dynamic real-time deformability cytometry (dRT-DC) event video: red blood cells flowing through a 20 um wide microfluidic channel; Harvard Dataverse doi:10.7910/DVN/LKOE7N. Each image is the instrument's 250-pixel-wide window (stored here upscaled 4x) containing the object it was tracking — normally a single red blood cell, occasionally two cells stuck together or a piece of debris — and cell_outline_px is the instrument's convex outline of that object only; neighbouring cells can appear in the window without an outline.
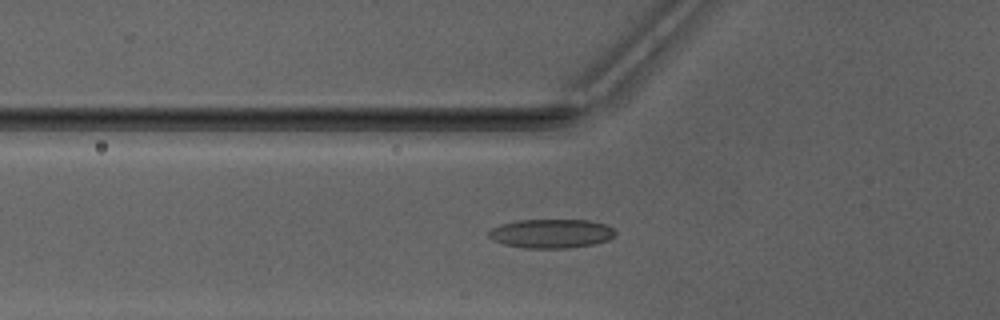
{"species": "Egyptian fruit bat (a non-hibernating species)", "species_latin": "Rousettus aegyptiacus", "temperature_condition": "warm", "stored_images_in_passage": 43, "camera_frame_rate_fps": 3000, "um_per_image_px": 0.085, "animal": {"sex": "male"}, "frame": {"image": 1, "passage_image": 10, "time_ms": 3.0, "image_size_px": [1000, 320], "cell_outline_px": [[616, 232], [608, 240], [596, 244], [568, 248], [524, 248], [504, 244], [492, 240], [488, 236], [488, 232], [492, 228], [500, 224], [516, 220], [588, 220], [604, 224], [612, 228]], "centroid_in_image_um": [46.82, 19.85], "position_along_channel_um": 79.0, "area_um2": 21.44}}
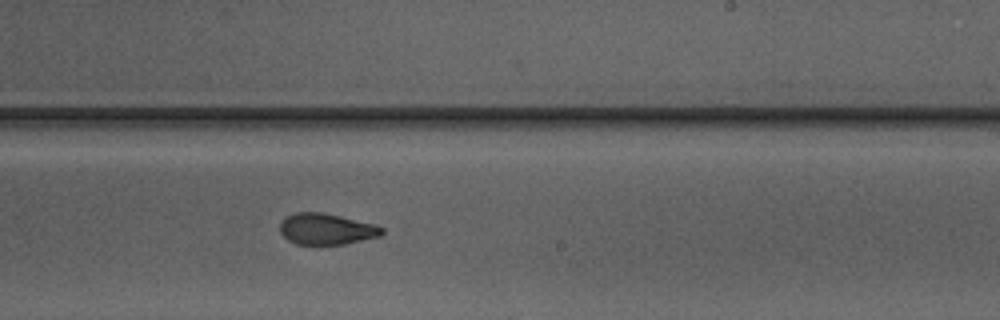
{"frame": {"image": 2, "passage_image": 23, "time_ms": 7.333, "image_size_px": [1000, 320], "cell_outline_px": [[384, 232], [380, 236], [344, 244], [296, 244], [288, 240], [280, 232], [280, 224], [292, 212], [320, 212], [340, 216], [376, 224], [384, 228]], "centroid_in_image_um": [27.76, 19.46], "position_along_channel_um": 261.2, "area_um2": 18.44}}
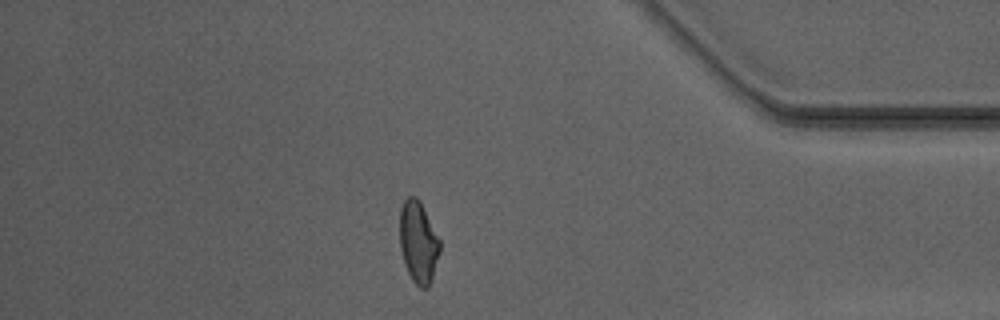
{"frame": {"image": 3, "passage_image": 35, "time_ms": 11.333, "image_size_px": [1000, 320], "cell_outline_px": [[440, 252], [432, 280], [428, 288], [420, 288], [412, 280], [408, 272], [400, 248], [400, 208], [404, 200], [408, 196], [416, 196], [420, 200], [440, 240]], "centroid_in_image_um": [35.57, 20.58], "position_along_channel_um": 399.6, "area_um2": 19.19}, "authors_computed_cell_mechanics": {"area_um2": 19.2474, "velocity_mm_per_s": 4.1966, "shape_relaxation_time_tau1_ms": null, "shape_relaxation_time_tau2_ms": 1.8788, "deformation_change_tau1": null, "deformation_change_tau2": 0.0814}}